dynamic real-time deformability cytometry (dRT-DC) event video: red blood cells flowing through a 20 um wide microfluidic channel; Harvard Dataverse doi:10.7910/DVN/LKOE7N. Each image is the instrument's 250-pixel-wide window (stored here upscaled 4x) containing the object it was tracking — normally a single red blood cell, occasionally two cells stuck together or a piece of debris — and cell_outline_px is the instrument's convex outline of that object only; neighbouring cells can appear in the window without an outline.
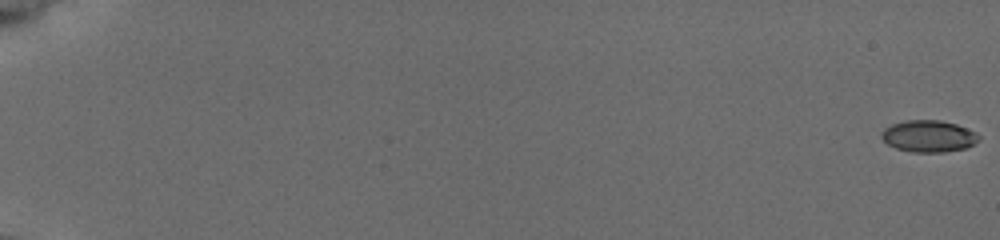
{"species": "common noctule bat (a hibernating species)", "species_latin": "Nyctalus noctula", "temperature_condition": "cold", "stored_images_in_passage": 10, "camera_frame_rate_fps": 3000, "um_per_image_px": 0.085, "animal": {"sex": "female", "body_mass_g": 19.5, "forearm_length_mm": 54.1}, "frame": {"image": 1, "passage_image": 1, "time_ms": 0.0, "image_size_px": [1000, 240], "cell_outline_px": [[980, 140], [968, 148], [944, 152], [912, 152], [896, 148], [888, 144], [880, 136], [880, 132], [884, 128], [892, 124], [908, 120], [940, 120], [956, 124], [976, 132], [980, 136]], "centroid_in_image_um": [78.95, 11.58], "position_along_channel_um": 6.0, "area_um2": 18.15}}